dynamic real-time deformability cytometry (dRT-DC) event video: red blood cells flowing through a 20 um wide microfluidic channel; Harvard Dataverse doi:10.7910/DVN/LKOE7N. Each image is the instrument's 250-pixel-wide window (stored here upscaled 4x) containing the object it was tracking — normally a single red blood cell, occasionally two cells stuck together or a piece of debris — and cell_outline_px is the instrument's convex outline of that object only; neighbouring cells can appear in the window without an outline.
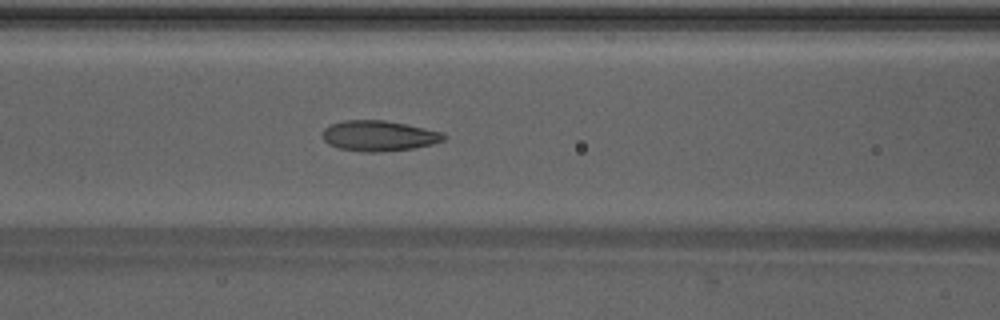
{"species": "Egyptian fruit bat (a non-hibernating species)", "species_latin": "Rousettus aegyptiacus", "temperature_condition": "warm", "stored_images_in_passage": 37, "camera_frame_rate_fps": 3000, "um_per_image_px": 0.085, "animal": {"sex": "male"}, "frame": {"image": 1, "passage_image": 11, "time_ms": 3.333, "image_size_px": [1000, 320], "cell_outline_px": [[448, 136], [444, 140], [432, 144], [416, 148], [380, 152], [364, 152], [340, 148], [328, 144], [324, 140], [324, 128], [332, 124], [344, 120], [384, 120], [444, 132]], "centroid_in_image_um": [32.25, 11.55], "position_along_channel_um": 134.4, "area_um2": 21.5}}
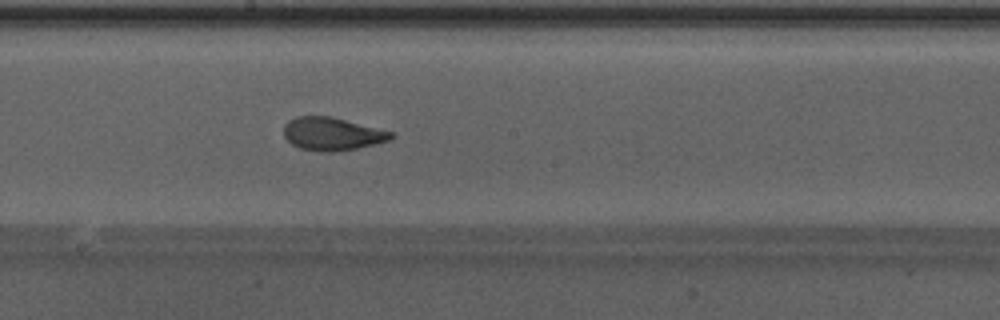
{"frame": {"image": 2, "passage_image": 17, "time_ms": 5.333, "image_size_px": [1000, 320], "cell_outline_px": [[396, 136], [388, 140], [356, 148], [332, 152], [320, 152], [300, 148], [292, 144], [284, 136], [284, 124], [288, 120], [296, 116], [332, 116], [392, 132]], "centroid_in_image_um": [28.19, 11.37], "position_along_channel_um": 220.0, "area_um2": 20.52}}
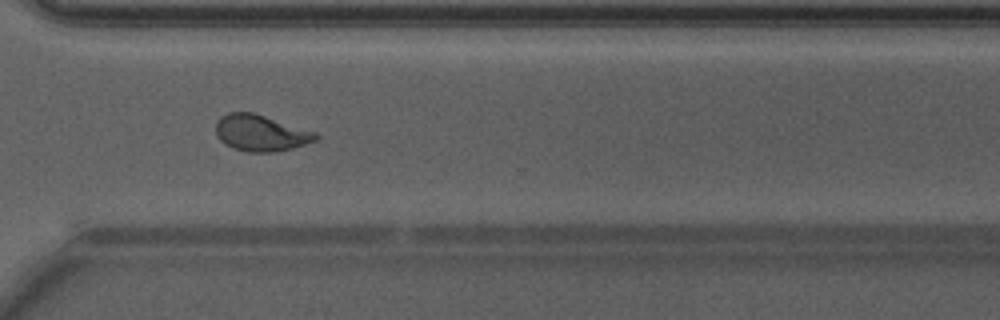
{"frame": {"image": 3, "passage_image": 26, "time_ms": 8.333, "image_size_px": [1000, 320], "cell_outline_px": [[320, 136], [316, 140], [292, 148], [272, 152], [248, 152], [232, 148], [224, 144], [216, 136], [216, 120], [220, 116], [228, 112], [252, 112], [316, 132]], "centroid_in_image_um": [22.12, 11.3], "position_along_channel_um": 348.5, "area_um2": 21.15}, "authors_computed_cell_mechanics": {"area_um2": 20.808, "velocity_mm_per_s": 4.2859, "shape_relaxation_time_tau1_ms": 5.1053, "shape_relaxation_time_tau2_ms": 1.2117, "deformation_change_tau1": 0.1989, "deformation_change_tau2": 0.0683}}